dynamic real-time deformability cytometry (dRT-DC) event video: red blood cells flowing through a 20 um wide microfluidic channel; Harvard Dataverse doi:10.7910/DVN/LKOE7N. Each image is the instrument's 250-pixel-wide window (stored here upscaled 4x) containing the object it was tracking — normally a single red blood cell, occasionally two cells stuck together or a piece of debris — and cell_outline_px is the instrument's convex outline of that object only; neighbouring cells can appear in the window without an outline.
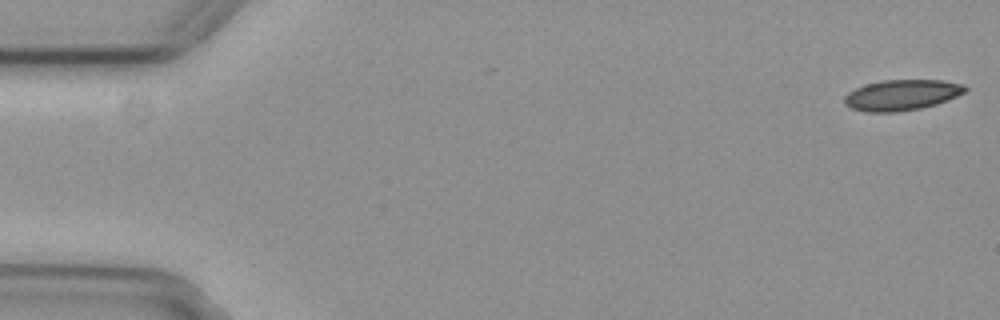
{"species": "common noctule bat (a hibernating species)", "species_latin": "Nyctalus noctula", "temperature_condition": "cold", "stored_images_in_passage": 5, "camera_frame_rate_fps": 3000, "um_per_image_px": 0.085, "animal": {"sex": "female", "body_mass_g": 29.2, "forearm_length_mm": 56.3}, "frame": {"image": 1, "passage_image": 1, "time_ms": 0.0, "image_size_px": [1000, 320], "cell_outline_px": [[968, 88], [964, 92], [948, 100], [936, 104], [920, 108], [896, 112], [864, 112], [852, 108], [844, 104], [844, 96], [848, 92], [856, 88], [880, 80], [944, 80], [964, 84]], "centroid_in_image_um": [76.64, 8.07], "position_along_channel_um": 8.4, "area_um2": 21.62}}